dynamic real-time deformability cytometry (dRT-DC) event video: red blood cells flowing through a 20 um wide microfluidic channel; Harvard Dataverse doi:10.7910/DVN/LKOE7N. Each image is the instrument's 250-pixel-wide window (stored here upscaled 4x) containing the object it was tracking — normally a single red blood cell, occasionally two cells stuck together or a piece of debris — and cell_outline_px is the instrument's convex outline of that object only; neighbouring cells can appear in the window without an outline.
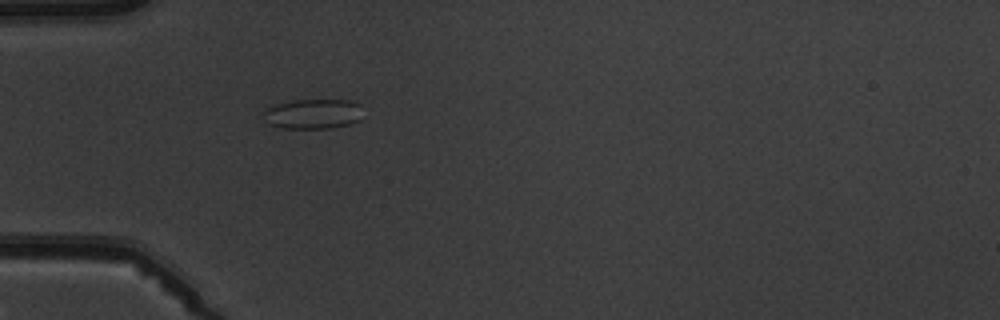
{"species": "common noctule bat (a hibernating species)", "species_latin": "Nyctalus noctula", "temperature_condition": "warm", "stored_images_in_passage": 1, "camera_frame_rate_fps": 3000, "um_per_image_px": 0.085, "animal": {"sex": "male", "body_mass_g": 19.5, "forearm_length_mm": 54.6}, "frame": {"image": 1, "passage_image": 1, "time_ms": 0.0, "image_size_px": [1000, 320], "cell_outline_px": [[360, 120], [348, 124], [328, 128], [284, 128], [268, 124], [260, 112], [276, 104], [292, 100], [348, 100], [360, 104]], "centroid_in_image_um": [26.56, 9.68], "position_along_channel_um": 58.4, "area_um2": 17.28}}